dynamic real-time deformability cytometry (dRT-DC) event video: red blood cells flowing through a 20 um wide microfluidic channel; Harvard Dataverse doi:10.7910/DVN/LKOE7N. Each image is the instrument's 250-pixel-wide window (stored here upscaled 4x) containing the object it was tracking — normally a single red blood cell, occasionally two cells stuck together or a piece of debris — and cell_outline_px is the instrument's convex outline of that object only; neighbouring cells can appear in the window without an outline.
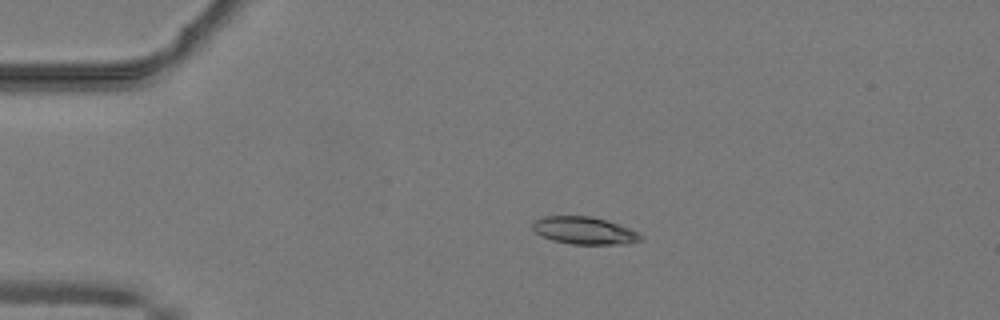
{"species": "common noctule bat (a hibernating species)", "species_latin": "Nyctalus noctula", "temperature_condition": "warm", "stored_images_in_passage": 43, "camera_frame_rate_fps": 3000, "um_per_image_px": 0.085, "animal": {"sex": "male", "body_mass_g": 19.2, "forearm_length_mm": 51.8}, "frame": {"image": 1, "passage_image": 11, "time_ms": 3.333, "image_size_px": [1000, 320], "cell_outline_px": [[644, 240], [628, 244], [572, 244], [552, 240], [536, 232], [532, 228], [532, 224], [536, 220], [544, 216], [592, 216], [640, 232], [644, 236]], "centroid_in_image_um": [49.72, 19.61], "position_along_channel_um": 35.3, "area_um2": 17.22}}
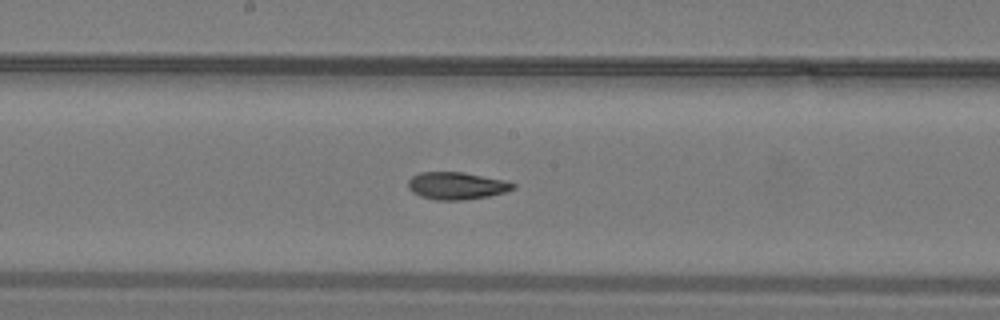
{"frame": {"image": 2, "passage_image": 27, "time_ms": 8.667, "image_size_px": [1000, 320], "cell_outline_px": [[516, 188], [504, 192], [488, 196], [464, 200], [436, 200], [420, 196], [412, 192], [408, 188], [408, 180], [412, 176], [420, 172], [464, 172], [504, 180], [516, 184]], "centroid_in_image_um": [38.8, 15.79], "position_along_channel_um": 209.4, "area_um2": 16.76}}
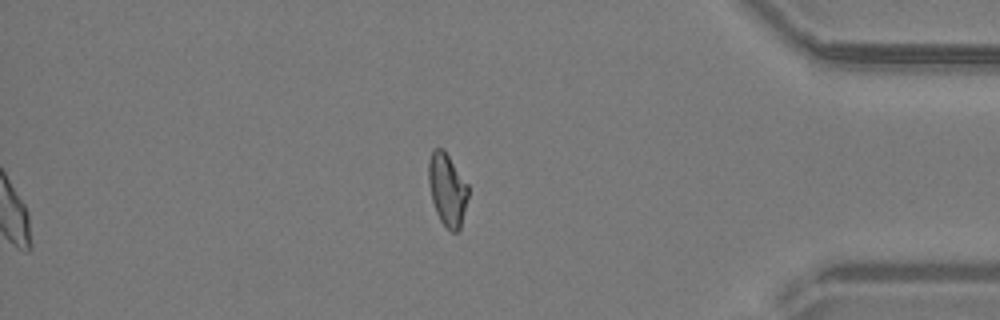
{"frame": {"image": 3, "passage_image": 43, "time_ms": 14.0, "image_size_px": [1000, 320], "cell_outline_px": [[468, 196], [460, 228], [456, 232], [452, 232], [440, 220], [436, 212], [432, 200], [428, 180], [428, 160], [432, 148], [444, 148], [468, 184]], "centroid_in_image_um": [38.0, 16.06], "position_along_channel_um": 397.2, "area_um2": 16.82}, "authors_computed_cell_mechanics": {"area_um2": 17.1088, "velocity_mm_per_s": 4.109, "shape_relaxation_time_tau1_ms": null, "shape_relaxation_time_tau2_ms": 2.8515, "deformation_change_tau1": null, "deformation_change_tau2": 0.0876}}